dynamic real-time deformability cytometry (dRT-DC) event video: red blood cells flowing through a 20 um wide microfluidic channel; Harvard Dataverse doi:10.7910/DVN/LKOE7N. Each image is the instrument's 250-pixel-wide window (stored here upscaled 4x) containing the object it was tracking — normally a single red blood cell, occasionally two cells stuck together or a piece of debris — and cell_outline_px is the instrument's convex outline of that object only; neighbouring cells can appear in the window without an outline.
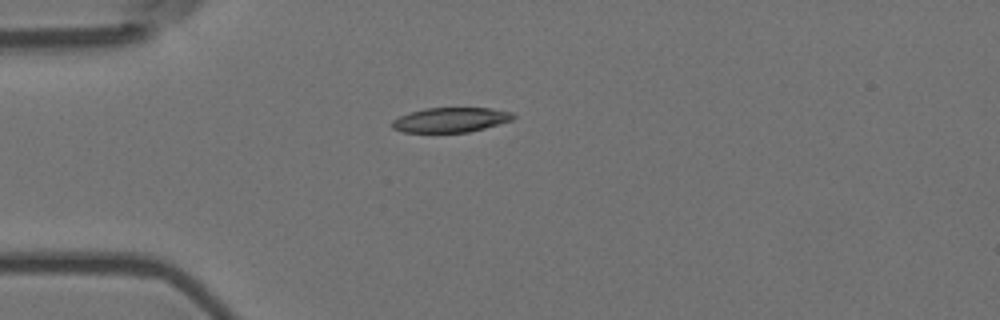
{"species": "Egyptian fruit bat (a non-hibernating species)", "species_latin": "Rousettus aegyptiacus", "temperature_condition": "room temperature", "stored_images_in_passage": 8, "camera_frame_rate_fps": 3000, "um_per_image_px": 0.085, "animal": {"sex": "female"}, "frame": {"image": 1, "passage_image": 1, "time_ms": 0.0, "image_size_px": [1000, 320], "cell_outline_px": [[516, 116], [512, 120], [484, 128], [468, 132], [404, 132], [392, 128], [392, 120], [408, 112], [424, 108], [488, 108], [512, 112]], "centroid_in_image_um": [38.29, 10.18], "position_along_channel_um": 46.7, "area_um2": 17.4}}
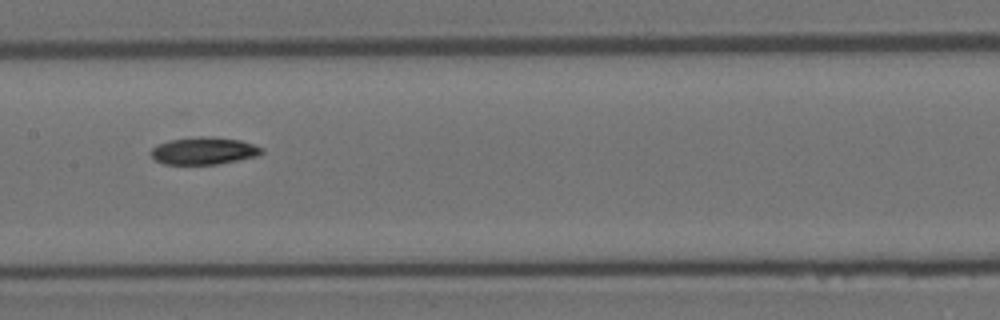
{"frame": {"image": 2, "passage_image": 5, "time_ms": 1.333, "image_size_px": [1000, 320], "cell_outline_px": [[264, 152], [260, 156], [216, 164], [164, 164], [156, 160], [152, 156], [152, 148], [156, 144], [168, 140], [200, 136], [204, 136], [240, 140], [264, 148]], "centroid_in_image_um": [17.35, 12.82], "position_along_channel_um": 190.1, "area_um2": 17.63}}
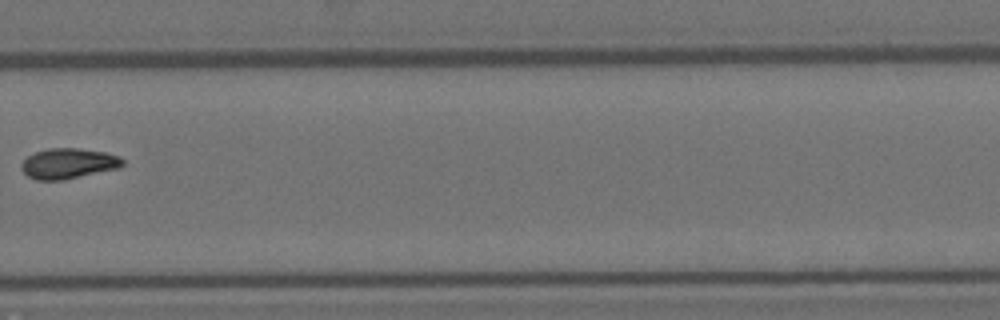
{"frame": {"image": 3, "passage_image": 8, "time_ms": 2.333, "image_size_px": [1000, 320], "cell_outline_px": [[124, 164], [120, 168], [64, 180], [36, 180], [28, 176], [20, 168], [20, 164], [28, 156], [36, 152], [48, 148], [76, 148], [104, 152], [120, 156], [124, 160]], "centroid_in_image_um": [5.82, 13.9], "position_along_channel_um": 324.0, "area_um2": 18.03}}